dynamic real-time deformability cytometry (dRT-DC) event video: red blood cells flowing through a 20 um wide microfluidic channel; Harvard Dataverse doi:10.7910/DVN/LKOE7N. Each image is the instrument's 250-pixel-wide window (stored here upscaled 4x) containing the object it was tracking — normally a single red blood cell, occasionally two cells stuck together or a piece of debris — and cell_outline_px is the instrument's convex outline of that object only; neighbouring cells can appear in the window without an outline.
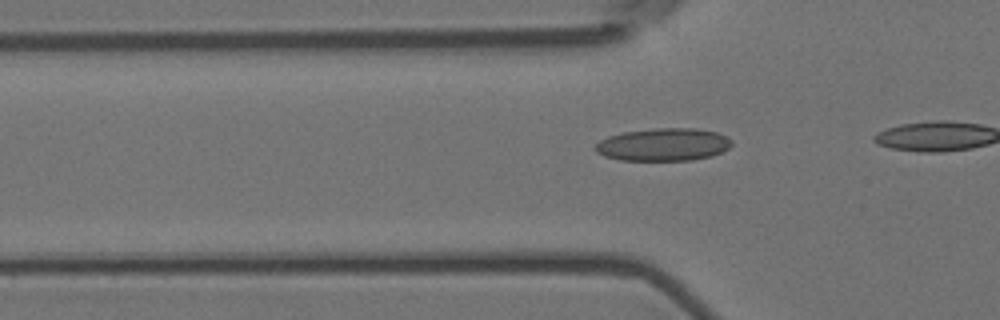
{"species": "Egyptian fruit bat (a non-hibernating species)", "species_latin": "Rousettus aegyptiacus", "temperature_condition": "room temperature", "stored_images_in_passage": 20, "camera_frame_rate_fps": 3000, "um_per_image_px": 0.085, "animal": {"sex": "female"}, "frame": {"image": 1, "passage_image": 15, "time_ms": 4.667, "image_size_px": [1000, 320], "cell_outline_px": [[732, 144], [728, 148], [712, 156], [692, 160], [620, 160], [604, 156], [596, 152], [592, 148], [600, 140], [608, 136], [624, 132], [656, 128], [696, 128], [716, 132], [732, 140]], "centroid_in_image_um": [56.36, 12.29], "position_along_channel_um": 69.4, "area_um2": 26.01}}